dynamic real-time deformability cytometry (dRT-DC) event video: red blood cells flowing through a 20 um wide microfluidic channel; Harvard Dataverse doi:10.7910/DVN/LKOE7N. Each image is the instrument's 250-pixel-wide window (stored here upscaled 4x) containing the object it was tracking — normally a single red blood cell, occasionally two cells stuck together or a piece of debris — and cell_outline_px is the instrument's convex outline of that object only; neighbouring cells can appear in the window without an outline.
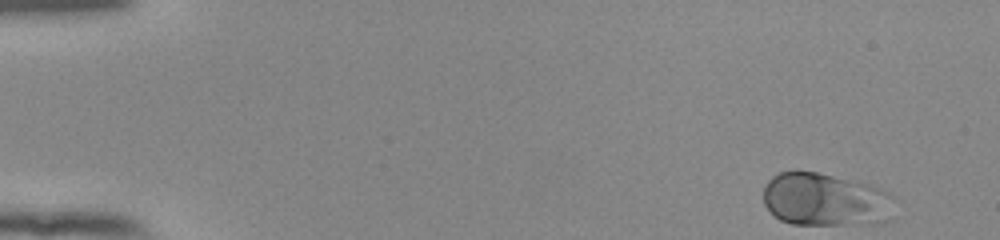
{"species": "human", "species_latin": "Homo sapiens", "temperature_condition": "room temperature", "stored_images_in_passage": 51, "camera_frame_rate_fps": 3000, "um_per_image_px": 0.085, "donor": {"sex": "female"}, "frame": {"image": 1, "passage_image": 1, "time_ms": 0.0, "image_size_px": [1000, 240], "cell_outline_px": [[896, 220], [884, 224], [792, 224], [780, 220], [764, 204], [764, 188], [768, 180], [772, 176], [780, 172], [816, 172], [868, 184], [880, 188], [888, 192], [892, 196]], "centroid_in_image_um": [70.26, 17.01], "position_along_channel_um": 14.7, "area_um2": 41.04}}
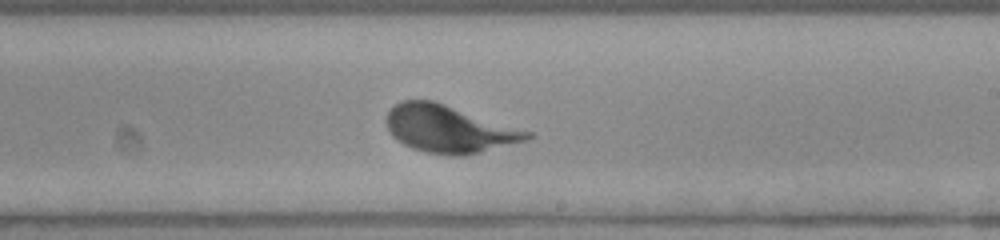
{"frame": {"image": 2, "passage_image": 30, "time_ms": 9.667, "image_size_px": [1000, 240], "cell_outline_px": [[536, 136], [528, 140], [464, 156], [448, 156], [428, 152], [412, 148], [404, 144], [392, 136], [388, 132], [388, 112], [400, 100], [432, 100], [532, 132]], "centroid_in_image_um": [38.18, 10.98], "position_along_channel_um": 250.8, "area_um2": 38.49}}
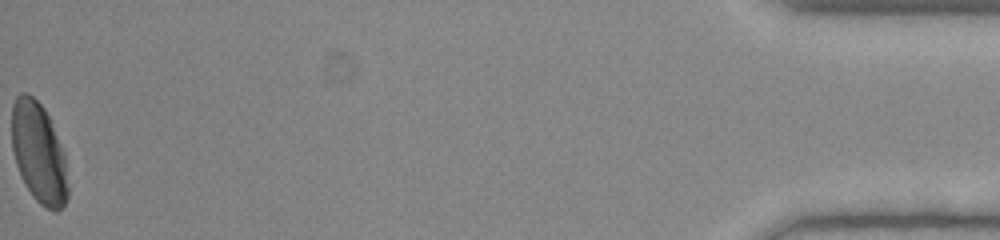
{"frame": {"image": 3, "passage_image": 51, "time_ms": 16.667, "image_size_px": [1000, 240], "cell_outline_px": [[68, 196], [64, 204], [56, 212], [40, 204], [32, 196], [24, 184], [20, 176], [16, 164], [12, 148], [12, 104], [16, 96], [20, 92], [28, 92], [44, 108], [48, 116], [64, 152], [68, 188]], "centroid_in_image_um": [3.27, 12.99], "position_along_channel_um": 431.9, "area_um2": 32.89}}